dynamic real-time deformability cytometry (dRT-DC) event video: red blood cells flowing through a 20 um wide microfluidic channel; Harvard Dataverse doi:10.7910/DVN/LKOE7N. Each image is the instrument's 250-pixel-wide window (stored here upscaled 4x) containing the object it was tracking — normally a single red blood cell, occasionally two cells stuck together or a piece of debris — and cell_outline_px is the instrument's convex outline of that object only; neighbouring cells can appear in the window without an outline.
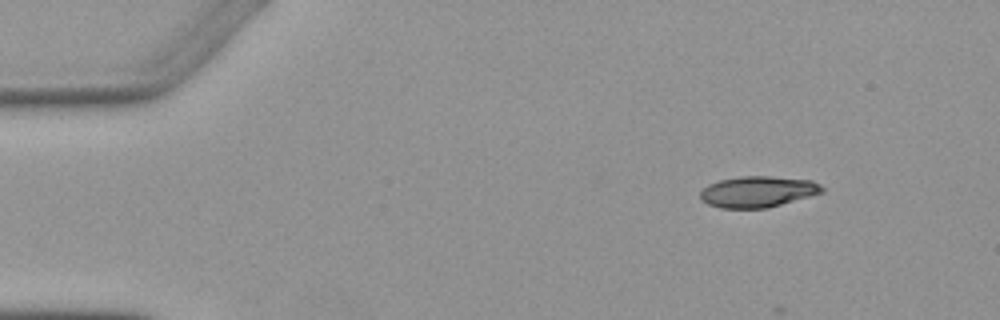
{"species": "Egyptian fruit bat (a non-hibernating species)", "species_latin": "Rousettus aegyptiacus", "temperature_condition": "warm", "stored_images_in_passage": 5, "camera_frame_rate_fps": 3000, "um_per_image_px": 0.085, "animal": {"sex": "female"}, "frame": {"image": 1, "passage_image": 1, "time_ms": 0.0, "image_size_px": [1000, 320], "cell_outline_px": [[824, 192], [768, 208], [720, 208], [708, 204], [700, 200], [700, 192], [708, 184], [720, 180], [740, 176], [768, 176], [812, 180], [820, 184], [824, 188]], "centroid_in_image_um": [64.41, 16.29], "position_along_channel_um": 20.6, "area_um2": 22.14}}
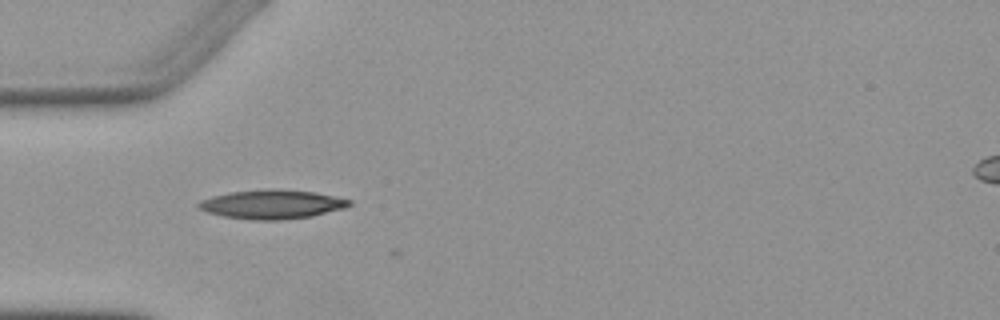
{"frame": {"image": 2, "passage_image": 4, "time_ms": 3.333, "image_size_px": [1000, 320], "cell_outline_px": [[352, 204], [344, 208], [312, 216], [280, 220], [252, 220], [224, 216], [208, 212], [200, 208], [196, 204], [200, 200], [212, 196], [232, 192], [312, 192], [336, 196], [352, 200]], "centroid_in_image_um": [23.14, 17.42], "position_along_channel_um": 61.9, "area_um2": 24.22}}